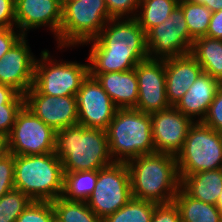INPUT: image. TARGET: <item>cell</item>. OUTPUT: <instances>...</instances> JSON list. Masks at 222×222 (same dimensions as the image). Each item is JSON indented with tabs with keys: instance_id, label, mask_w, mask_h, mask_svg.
I'll use <instances>...</instances> for the list:
<instances>
[{
	"instance_id": "obj_18",
	"label": "cell",
	"mask_w": 222,
	"mask_h": 222,
	"mask_svg": "<svg viewBox=\"0 0 222 222\" xmlns=\"http://www.w3.org/2000/svg\"><path fill=\"white\" fill-rule=\"evenodd\" d=\"M202 72L190 53L165 58L166 95L171 106L177 104Z\"/></svg>"
},
{
	"instance_id": "obj_7",
	"label": "cell",
	"mask_w": 222,
	"mask_h": 222,
	"mask_svg": "<svg viewBox=\"0 0 222 222\" xmlns=\"http://www.w3.org/2000/svg\"><path fill=\"white\" fill-rule=\"evenodd\" d=\"M176 161L179 175L222 168V134L202 122H194Z\"/></svg>"
},
{
	"instance_id": "obj_30",
	"label": "cell",
	"mask_w": 222,
	"mask_h": 222,
	"mask_svg": "<svg viewBox=\"0 0 222 222\" xmlns=\"http://www.w3.org/2000/svg\"><path fill=\"white\" fill-rule=\"evenodd\" d=\"M54 217L51 201H32L15 222H51Z\"/></svg>"
},
{
	"instance_id": "obj_27",
	"label": "cell",
	"mask_w": 222,
	"mask_h": 222,
	"mask_svg": "<svg viewBox=\"0 0 222 222\" xmlns=\"http://www.w3.org/2000/svg\"><path fill=\"white\" fill-rule=\"evenodd\" d=\"M157 204L132 197L122 208L102 222H151Z\"/></svg>"
},
{
	"instance_id": "obj_8",
	"label": "cell",
	"mask_w": 222,
	"mask_h": 222,
	"mask_svg": "<svg viewBox=\"0 0 222 222\" xmlns=\"http://www.w3.org/2000/svg\"><path fill=\"white\" fill-rule=\"evenodd\" d=\"M88 75L89 64L55 60L45 49L36 59L33 85L45 95L76 96Z\"/></svg>"
},
{
	"instance_id": "obj_1",
	"label": "cell",
	"mask_w": 222,
	"mask_h": 222,
	"mask_svg": "<svg viewBox=\"0 0 222 222\" xmlns=\"http://www.w3.org/2000/svg\"><path fill=\"white\" fill-rule=\"evenodd\" d=\"M87 44L89 74L128 71L149 58L146 33L135 18L110 19Z\"/></svg>"
},
{
	"instance_id": "obj_17",
	"label": "cell",
	"mask_w": 222,
	"mask_h": 222,
	"mask_svg": "<svg viewBox=\"0 0 222 222\" xmlns=\"http://www.w3.org/2000/svg\"><path fill=\"white\" fill-rule=\"evenodd\" d=\"M61 21V0H15V27L25 36L31 29L44 26L58 44Z\"/></svg>"
},
{
	"instance_id": "obj_43",
	"label": "cell",
	"mask_w": 222,
	"mask_h": 222,
	"mask_svg": "<svg viewBox=\"0 0 222 222\" xmlns=\"http://www.w3.org/2000/svg\"><path fill=\"white\" fill-rule=\"evenodd\" d=\"M51 222H60V221L56 217H54Z\"/></svg>"
},
{
	"instance_id": "obj_22",
	"label": "cell",
	"mask_w": 222,
	"mask_h": 222,
	"mask_svg": "<svg viewBox=\"0 0 222 222\" xmlns=\"http://www.w3.org/2000/svg\"><path fill=\"white\" fill-rule=\"evenodd\" d=\"M190 54L204 73L222 83V39L200 37L194 40Z\"/></svg>"
},
{
	"instance_id": "obj_2",
	"label": "cell",
	"mask_w": 222,
	"mask_h": 222,
	"mask_svg": "<svg viewBox=\"0 0 222 222\" xmlns=\"http://www.w3.org/2000/svg\"><path fill=\"white\" fill-rule=\"evenodd\" d=\"M131 195L156 204L172 202L181 188L176 156L152 153L127 162Z\"/></svg>"
},
{
	"instance_id": "obj_28",
	"label": "cell",
	"mask_w": 222,
	"mask_h": 222,
	"mask_svg": "<svg viewBox=\"0 0 222 222\" xmlns=\"http://www.w3.org/2000/svg\"><path fill=\"white\" fill-rule=\"evenodd\" d=\"M178 5L184 13L190 37L196 40L206 36L213 12L205 5L190 0L180 1Z\"/></svg>"
},
{
	"instance_id": "obj_35",
	"label": "cell",
	"mask_w": 222,
	"mask_h": 222,
	"mask_svg": "<svg viewBox=\"0 0 222 222\" xmlns=\"http://www.w3.org/2000/svg\"><path fill=\"white\" fill-rule=\"evenodd\" d=\"M151 222H182L178 206L174 201L157 204Z\"/></svg>"
},
{
	"instance_id": "obj_6",
	"label": "cell",
	"mask_w": 222,
	"mask_h": 222,
	"mask_svg": "<svg viewBox=\"0 0 222 222\" xmlns=\"http://www.w3.org/2000/svg\"><path fill=\"white\" fill-rule=\"evenodd\" d=\"M62 21L58 34V48L75 47L96 38L112 19L105 0L61 1Z\"/></svg>"
},
{
	"instance_id": "obj_38",
	"label": "cell",
	"mask_w": 222,
	"mask_h": 222,
	"mask_svg": "<svg viewBox=\"0 0 222 222\" xmlns=\"http://www.w3.org/2000/svg\"><path fill=\"white\" fill-rule=\"evenodd\" d=\"M3 104H25L24 95L0 83V105Z\"/></svg>"
},
{
	"instance_id": "obj_21",
	"label": "cell",
	"mask_w": 222,
	"mask_h": 222,
	"mask_svg": "<svg viewBox=\"0 0 222 222\" xmlns=\"http://www.w3.org/2000/svg\"><path fill=\"white\" fill-rule=\"evenodd\" d=\"M179 176L181 188L189 196L205 203L217 204L222 192V168Z\"/></svg>"
},
{
	"instance_id": "obj_14",
	"label": "cell",
	"mask_w": 222,
	"mask_h": 222,
	"mask_svg": "<svg viewBox=\"0 0 222 222\" xmlns=\"http://www.w3.org/2000/svg\"><path fill=\"white\" fill-rule=\"evenodd\" d=\"M24 100L25 106L55 131L78 124L76 96L45 95L33 85Z\"/></svg>"
},
{
	"instance_id": "obj_15",
	"label": "cell",
	"mask_w": 222,
	"mask_h": 222,
	"mask_svg": "<svg viewBox=\"0 0 222 222\" xmlns=\"http://www.w3.org/2000/svg\"><path fill=\"white\" fill-rule=\"evenodd\" d=\"M23 35L0 59V83L25 93L33 86L36 56Z\"/></svg>"
},
{
	"instance_id": "obj_33",
	"label": "cell",
	"mask_w": 222,
	"mask_h": 222,
	"mask_svg": "<svg viewBox=\"0 0 222 222\" xmlns=\"http://www.w3.org/2000/svg\"><path fill=\"white\" fill-rule=\"evenodd\" d=\"M202 123L222 134V85L209 105Z\"/></svg>"
},
{
	"instance_id": "obj_31",
	"label": "cell",
	"mask_w": 222,
	"mask_h": 222,
	"mask_svg": "<svg viewBox=\"0 0 222 222\" xmlns=\"http://www.w3.org/2000/svg\"><path fill=\"white\" fill-rule=\"evenodd\" d=\"M141 0H105L112 19L135 18Z\"/></svg>"
},
{
	"instance_id": "obj_40",
	"label": "cell",
	"mask_w": 222,
	"mask_h": 222,
	"mask_svg": "<svg viewBox=\"0 0 222 222\" xmlns=\"http://www.w3.org/2000/svg\"><path fill=\"white\" fill-rule=\"evenodd\" d=\"M197 4H203L208 7L212 12H216L222 9V0H190Z\"/></svg>"
},
{
	"instance_id": "obj_39",
	"label": "cell",
	"mask_w": 222,
	"mask_h": 222,
	"mask_svg": "<svg viewBox=\"0 0 222 222\" xmlns=\"http://www.w3.org/2000/svg\"><path fill=\"white\" fill-rule=\"evenodd\" d=\"M206 36L222 39V9L212 13Z\"/></svg>"
},
{
	"instance_id": "obj_5",
	"label": "cell",
	"mask_w": 222,
	"mask_h": 222,
	"mask_svg": "<svg viewBox=\"0 0 222 222\" xmlns=\"http://www.w3.org/2000/svg\"><path fill=\"white\" fill-rule=\"evenodd\" d=\"M106 132L114 162L127 163L138 156L155 153L149 113L135 108L118 109Z\"/></svg>"
},
{
	"instance_id": "obj_36",
	"label": "cell",
	"mask_w": 222,
	"mask_h": 222,
	"mask_svg": "<svg viewBox=\"0 0 222 222\" xmlns=\"http://www.w3.org/2000/svg\"><path fill=\"white\" fill-rule=\"evenodd\" d=\"M22 36L16 27L0 28V59Z\"/></svg>"
},
{
	"instance_id": "obj_10",
	"label": "cell",
	"mask_w": 222,
	"mask_h": 222,
	"mask_svg": "<svg viewBox=\"0 0 222 222\" xmlns=\"http://www.w3.org/2000/svg\"><path fill=\"white\" fill-rule=\"evenodd\" d=\"M55 145L56 131L24 105L8 136L9 152L13 155H42L55 152Z\"/></svg>"
},
{
	"instance_id": "obj_41",
	"label": "cell",
	"mask_w": 222,
	"mask_h": 222,
	"mask_svg": "<svg viewBox=\"0 0 222 222\" xmlns=\"http://www.w3.org/2000/svg\"><path fill=\"white\" fill-rule=\"evenodd\" d=\"M9 153L8 137L0 134V158Z\"/></svg>"
},
{
	"instance_id": "obj_24",
	"label": "cell",
	"mask_w": 222,
	"mask_h": 222,
	"mask_svg": "<svg viewBox=\"0 0 222 222\" xmlns=\"http://www.w3.org/2000/svg\"><path fill=\"white\" fill-rule=\"evenodd\" d=\"M178 4L177 0H141L135 19L147 33L165 21Z\"/></svg>"
},
{
	"instance_id": "obj_23",
	"label": "cell",
	"mask_w": 222,
	"mask_h": 222,
	"mask_svg": "<svg viewBox=\"0 0 222 222\" xmlns=\"http://www.w3.org/2000/svg\"><path fill=\"white\" fill-rule=\"evenodd\" d=\"M173 201L179 208L182 222H221V211L216 205L196 200L182 188Z\"/></svg>"
},
{
	"instance_id": "obj_25",
	"label": "cell",
	"mask_w": 222,
	"mask_h": 222,
	"mask_svg": "<svg viewBox=\"0 0 222 222\" xmlns=\"http://www.w3.org/2000/svg\"><path fill=\"white\" fill-rule=\"evenodd\" d=\"M97 182V170L64 172L62 196L68 200L87 201Z\"/></svg>"
},
{
	"instance_id": "obj_13",
	"label": "cell",
	"mask_w": 222,
	"mask_h": 222,
	"mask_svg": "<svg viewBox=\"0 0 222 222\" xmlns=\"http://www.w3.org/2000/svg\"><path fill=\"white\" fill-rule=\"evenodd\" d=\"M76 101L78 124L86 128L106 130L118 110L100 83L90 74L82 82Z\"/></svg>"
},
{
	"instance_id": "obj_37",
	"label": "cell",
	"mask_w": 222,
	"mask_h": 222,
	"mask_svg": "<svg viewBox=\"0 0 222 222\" xmlns=\"http://www.w3.org/2000/svg\"><path fill=\"white\" fill-rule=\"evenodd\" d=\"M15 27V0H0V28Z\"/></svg>"
},
{
	"instance_id": "obj_9",
	"label": "cell",
	"mask_w": 222,
	"mask_h": 222,
	"mask_svg": "<svg viewBox=\"0 0 222 222\" xmlns=\"http://www.w3.org/2000/svg\"><path fill=\"white\" fill-rule=\"evenodd\" d=\"M131 181L127 163L114 162L97 170V182L86 203L103 220L115 213L130 199Z\"/></svg>"
},
{
	"instance_id": "obj_34",
	"label": "cell",
	"mask_w": 222,
	"mask_h": 222,
	"mask_svg": "<svg viewBox=\"0 0 222 222\" xmlns=\"http://www.w3.org/2000/svg\"><path fill=\"white\" fill-rule=\"evenodd\" d=\"M25 104L0 105V134L9 136L16 121L17 114Z\"/></svg>"
},
{
	"instance_id": "obj_12",
	"label": "cell",
	"mask_w": 222,
	"mask_h": 222,
	"mask_svg": "<svg viewBox=\"0 0 222 222\" xmlns=\"http://www.w3.org/2000/svg\"><path fill=\"white\" fill-rule=\"evenodd\" d=\"M138 101L135 109L153 113L171 107L166 95L165 59L147 58L137 64Z\"/></svg>"
},
{
	"instance_id": "obj_19",
	"label": "cell",
	"mask_w": 222,
	"mask_h": 222,
	"mask_svg": "<svg viewBox=\"0 0 222 222\" xmlns=\"http://www.w3.org/2000/svg\"><path fill=\"white\" fill-rule=\"evenodd\" d=\"M221 85L220 81L202 72L174 107L193 122H202Z\"/></svg>"
},
{
	"instance_id": "obj_3",
	"label": "cell",
	"mask_w": 222,
	"mask_h": 222,
	"mask_svg": "<svg viewBox=\"0 0 222 222\" xmlns=\"http://www.w3.org/2000/svg\"><path fill=\"white\" fill-rule=\"evenodd\" d=\"M55 153L64 172L99 170L114 163L106 130L80 124L56 131Z\"/></svg>"
},
{
	"instance_id": "obj_42",
	"label": "cell",
	"mask_w": 222,
	"mask_h": 222,
	"mask_svg": "<svg viewBox=\"0 0 222 222\" xmlns=\"http://www.w3.org/2000/svg\"><path fill=\"white\" fill-rule=\"evenodd\" d=\"M216 206L222 211V192L219 194Z\"/></svg>"
},
{
	"instance_id": "obj_32",
	"label": "cell",
	"mask_w": 222,
	"mask_h": 222,
	"mask_svg": "<svg viewBox=\"0 0 222 222\" xmlns=\"http://www.w3.org/2000/svg\"><path fill=\"white\" fill-rule=\"evenodd\" d=\"M14 189V155L8 153L0 158V198Z\"/></svg>"
},
{
	"instance_id": "obj_16",
	"label": "cell",
	"mask_w": 222,
	"mask_h": 222,
	"mask_svg": "<svg viewBox=\"0 0 222 222\" xmlns=\"http://www.w3.org/2000/svg\"><path fill=\"white\" fill-rule=\"evenodd\" d=\"M150 116L155 152L176 156L181 151L188 130L194 122L174 106L150 113Z\"/></svg>"
},
{
	"instance_id": "obj_11",
	"label": "cell",
	"mask_w": 222,
	"mask_h": 222,
	"mask_svg": "<svg viewBox=\"0 0 222 222\" xmlns=\"http://www.w3.org/2000/svg\"><path fill=\"white\" fill-rule=\"evenodd\" d=\"M193 42L184 13L179 5L165 21L146 33L149 58L165 59L189 54Z\"/></svg>"
},
{
	"instance_id": "obj_29",
	"label": "cell",
	"mask_w": 222,
	"mask_h": 222,
	"mask_svg": "<svg viewBox=\"0 0 222 222\" xmlns=\"http://www.w3.org/2000/svg\"><path fill=\"white\" fill-rule=\"evenodd\" d=\"M33 200L18 189H12L0 198V222H15Z\"/></svg>"
},
{
	"instance_id": "obj_26",
	"label": "cell",
	"mask_w": 222,
	"mask_h": 222,
	"mask_svg": "<svg viewBox=\"0 0 222 222\" xmlns=\"http://www.w3.org/2000/svg\"><path fill=\"white\" fill-rule=\"evenodd\" d=\"M60 222H102L86 201L68 200L63 196L51 201Z\"/></svg>"
},
{
	"instance_id": "obj_4",
	"label": "cell",
	"mask_w": 222,
	"mask_h": 222,
	"mask_svg": "<svg viewBox=\"0 0 222 222\" xmlns=\"http://www.w3.org/2000/svg\"><path fill=\"white\" fill-rule=\"evenodd\" d=\"M64 170L56 153L14 155V188L33 201H53L62 196Z\"/></svg>"
},
{
	"instance_id": "obj_20",
	"label": "cell",
	"mask_w": 222,
	"mask_h": 222,
	"mask_svg": "<svg viewBox=\"0 0 222 222\" xmlns=\"http://www.w3.org/2000/svg\"><path fill=\"white\" fill-rule=\"evenodd\" d=\"M90 75L96 78L118 109L135 108L138 101V79L135 68L122 72Z\"/></svg>"
}]
</instances>
